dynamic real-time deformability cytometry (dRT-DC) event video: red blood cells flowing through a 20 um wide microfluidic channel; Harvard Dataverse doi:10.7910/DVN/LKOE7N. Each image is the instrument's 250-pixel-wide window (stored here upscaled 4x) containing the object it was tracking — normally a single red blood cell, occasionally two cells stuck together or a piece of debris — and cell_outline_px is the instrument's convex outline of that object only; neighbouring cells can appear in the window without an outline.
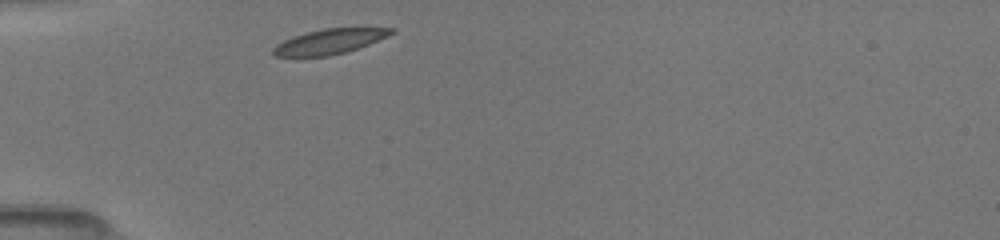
{"species": "common noctule bat (a hibernating species)", "species_latin": "Nyctalus noctula", "temperature_condition": "room temperature", "stored_images_in_passage": 36, "camera_frame_rate_fps": 3000, "um_per_image_px": 0.085, "animal": {"sex": "female", "body_mass_g": 19.5, "forearm_length_mm": 54.1}, "frame": {"image": 1, "passage_image": 1, "time_ms": 0.0, "image_size_px": [1000, 240], "cell_outline_px": [[396, 32], [388, 36], [368, 44], [344, 52], [328, 56], [272, 56], [272, 48], [276, 44], [292, 36], [324, 28], [396, 28]], "centroid_in_image_um": [27.99, 3.52], "position_along_channel_um": 57.0, "area_um2": 17.05}}
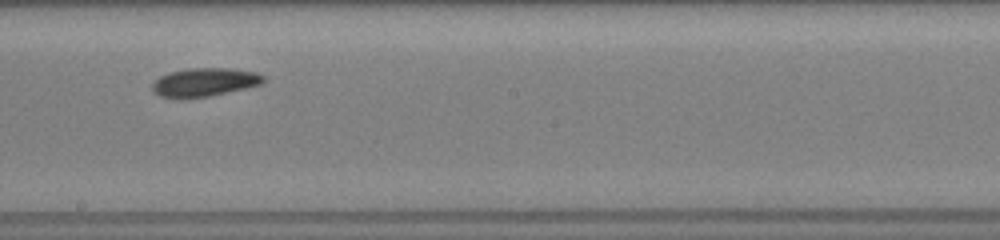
{"frame": {"image": 2, "passage_image": 15, "time_ms": 4.667, "image_size_px": [1000, 240], "cell_outline_px": [[264, 80], [260, 84], [248, 88], [208, 96], [176, 100], [160, 96], [152, 92], [152, 84], [160, 76], [168, 72], [188, 68], [228, 68], [256, 72], [264, 76]], "centroid_in_image_um": [17.33, 7.0], "position_along_channel_um": 230.9, "area_um2": 18.73}}
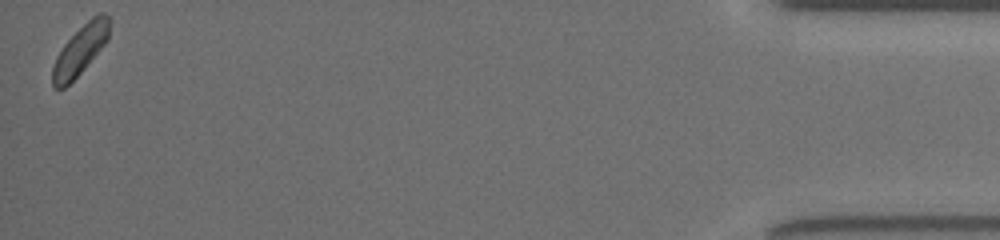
{"frame": {"image": 3, "passage_image": 36, "time_ms": 11.667, "image_size_px": [1000, 240], "cell_outline_px": [[108, 40], [84, 68], [64, 88], [52, 88], [52, 68], [56, 56], [64, 44], [92, 16], [100, 12], [104, 12], [108, 16]], "centroid_in_image_um": [6.8, 4.26], "position_along_channel_um": 428.4, "area_um2": 15.95}, "authors_computed_cell_mechanics": {"area_um2": 17.5423, "velocity_mm_per_s": 3.9808, "shape_relaxation_time_tau1_ms": 3.1409, "shape_relaxation_time_tau2_ms": 4.6257, "deformation_change_tau1": 0.09, "deformation_change_tau2": 0.0905}}